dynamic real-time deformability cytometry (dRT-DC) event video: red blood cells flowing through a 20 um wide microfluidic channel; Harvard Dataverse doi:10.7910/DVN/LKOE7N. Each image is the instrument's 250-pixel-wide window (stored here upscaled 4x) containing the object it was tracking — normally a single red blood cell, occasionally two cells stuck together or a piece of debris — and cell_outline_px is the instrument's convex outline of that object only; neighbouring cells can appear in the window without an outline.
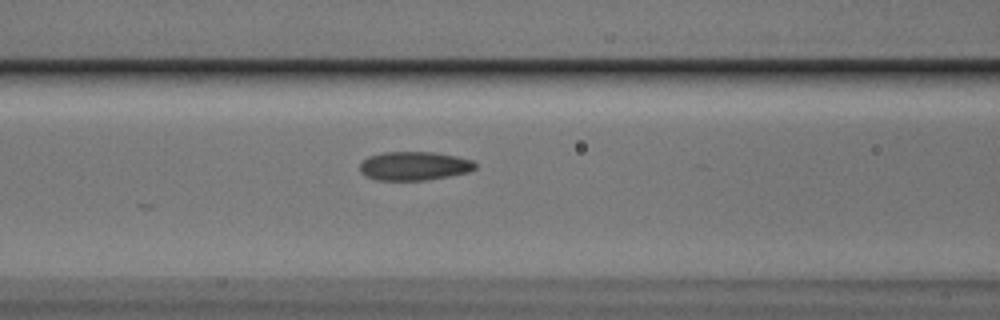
{"species": "Egyptian fruit bat (a non-hibernating species)", "species_latin": "Rousettus aegyptiacus", "temperature_condition": "cold", "stored_images_in_passage": 15, "camera_frame_rate_fps": 3000, "um_per_image_px": 0.085, "animal": {"sex": "male"}, "frame": {"image": 1, "passage_image": 12, "time_ms": 3.667, "image_size_px": [1000, 320], "cell_outline_px": [[476, 168], [468, 172], [448, 176], [424, 180], [376, 180], [360, 172], [360, 164], [368, 156], [384, 152], [432, 152], [456, 156], [472, 160], [476, 164]], "centroid_in_image_um": [35.2, 14.1], "position_along_channel_um": 131.4, "area_um2": 19.19}}
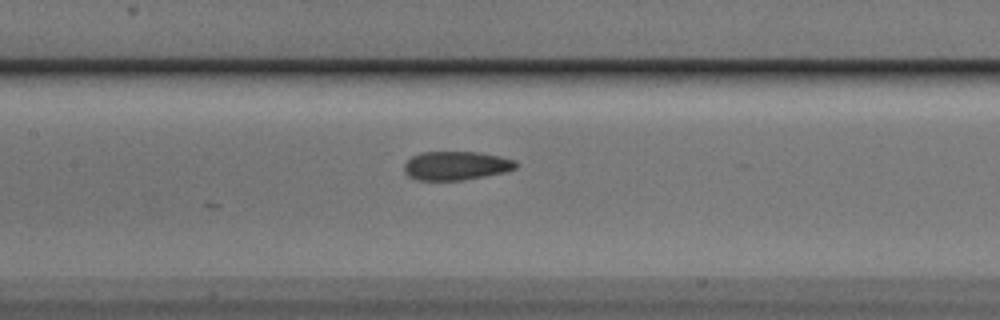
{"frame": {"image": 2, "passage_image": 15, "time_ms": 4.667, "image_size_px": [1000, 320], "cell_outline_px": [[516, 168], [504, 172], [484, 176], [460, 180], [416, 180], [408, 176], [404, 172], [404, 164], [412, 156], [420, 152], [480, 152], [500, 156], [516, 160]], "centroid_in_image_um": [38.74, 14.07], "position_along_channel_um": 168.7, "area_um2": 18.73}}